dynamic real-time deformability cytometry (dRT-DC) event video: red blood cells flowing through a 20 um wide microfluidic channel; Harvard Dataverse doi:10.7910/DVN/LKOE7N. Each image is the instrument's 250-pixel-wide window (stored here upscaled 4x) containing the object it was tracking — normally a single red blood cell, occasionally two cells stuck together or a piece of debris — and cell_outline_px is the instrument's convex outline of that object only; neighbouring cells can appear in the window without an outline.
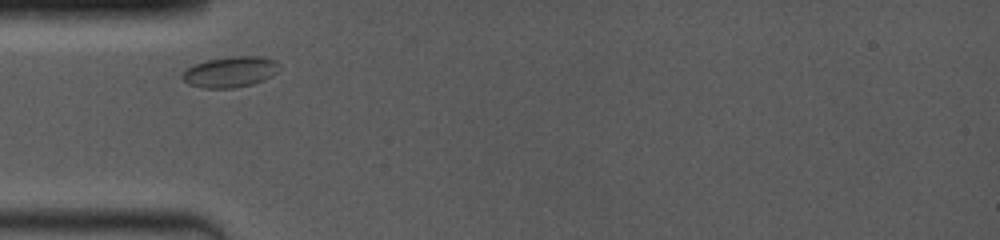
{"species": "common noctule bat (a hibernating species)", "species_latin": "Nyctalus noctula", "temperature_condition": "room temperature", "stored_images_in_passage": 3, "camera_frame_rate_fps": 4000, "um_per_image_px": 0.085, "animal": {"sex": "female", "body_mass_g": 19.0, "forearm_length_mm": 53.3}, "frame": {"image": 1, "passage_image": 1, "time_ms": 0.0, "image_size_px": [1000, 240], "cell_outline_px": [[280, 68], [272, 76], [264, 80], [252, 84], [232, 88], [204, 88], [188, 84], [180, 76], [188, 68], [196, 64], [208, 60], [232, 56], [264, 56], [276, 60], [280, 64]], "centroid_in_image_um": [19.62, 6.1], "position_along_channel_um": 65.4, "area_um2": 17.4}}
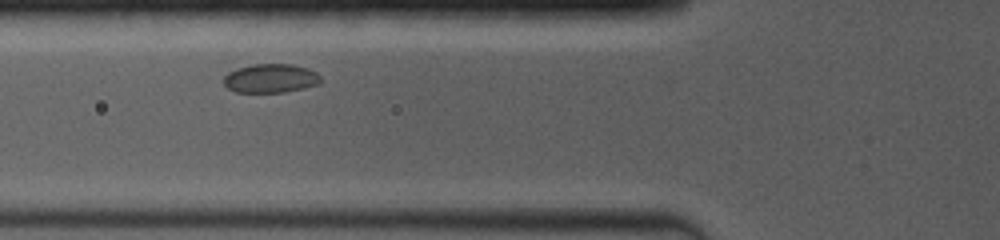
{"frame": {"image": 2, "passage_image": 2, "time_ms": 1.0, "image_size_px": [1000, 240], "cell_outline_px": [[320, 84], [284, 92], [236, 92], [228, 88], [224, 84], [224, 76], [228, 72], [236, 68], [252, 64], [292, 64], [308, 68], [316, 72], [320, 76]], "centroid_in_image_um": [22.99, 6.65], "position_along_channel_um": 102.8, "area_um2": 16.36}}
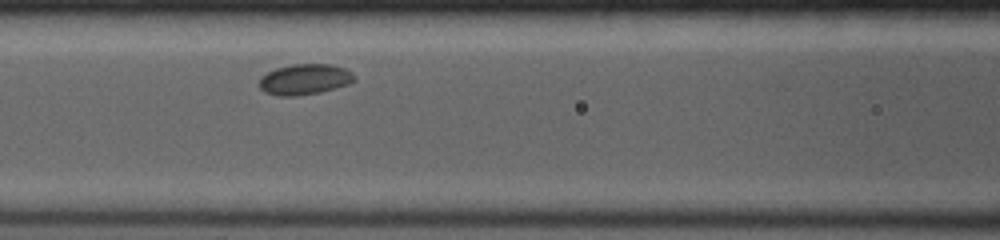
{"frame": {"image": 3, "passage_image": 3, "time_ms": 2.0, "image_size_px": [1000, 240], "cell_outline_px": [[356, 80], [348, 84], [336, 88], [320, 92], [296, 96], [276, 96], [264, 92], [260, 88], [260, 76], [276, 68], [292, 64], [332, 64], [344, 68], [352, 72], [356, 76]], "centroid_in_image_um": [25.91, 6.74], "position_along_channel_um": 140.7, "area_um2": 17.17}}